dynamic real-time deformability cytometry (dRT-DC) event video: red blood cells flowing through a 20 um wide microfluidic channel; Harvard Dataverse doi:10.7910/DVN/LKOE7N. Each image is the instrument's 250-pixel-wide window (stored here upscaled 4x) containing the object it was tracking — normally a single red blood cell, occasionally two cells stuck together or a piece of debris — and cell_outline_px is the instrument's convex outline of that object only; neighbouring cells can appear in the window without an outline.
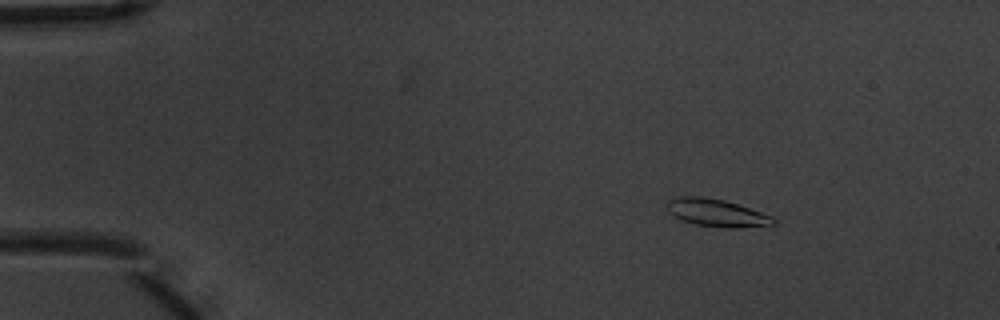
{"species": "common noctule bat (a hibernating species)", "species_latin": "Nyctalus noctula", "temperature_condition": "warm", "stored_images_in_passage": 6, "camera_frame_rate_fps": 3000, "um_per_image_px": 0.085, "animal": {"sex": "male", "body_mass_g": 20.1, "forearm_length_mm": 53.5}, "frame": {"image": 1, "passage_image": 2, "time_ms": 0.333, "image_size_px": [1000, 320], "cell_outline_px": [[776, 224], [740, 228], [724, 228], [696, 224], [680, 220], [668, 212], [668, 200], [680, 196], [700, 196], [724, 200], [772, 216], [776, 220]], "centroid_in_image_um": [60.9, 18.1], "position_along_channel_um": 24.1, "area_um2": 16.99}}